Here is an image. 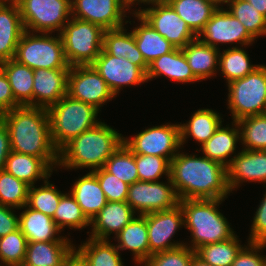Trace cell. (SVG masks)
<instances>
[{
  "instance_id": "f6af8a7d",
  "label": "cell",
  "mask_w": 266,
  "mask_h": 266,
  "mask_svg": "<svg viewBox=\"0 0 266 266\" xmlns=\"http://www.w3.org/2000/svg\"><path fill=\"white\" fill-rule=\"evenodd\" d=\"M139 181L157 182L162 174L170 177V162L160 156L135 155Z\"/></svg>"
},
{
  "instance_id": "277c9868",
  "label": "cell",
  "mask_w": 266,
  "mask_h": 266,
  "mask_svg": "<svg viewBox=\"0 0 266 266\" xmlns=\"http://www.w3.org/2000/svg\"><path fill=\"white\" fill-rule=\"evenodd\" d=\"M224 199H182L179 204L184 213V226L192 237L191 249L226 241L235 233L225 216L217 209Z\"/></svg>"
},
{
  "instance_id": "4316f807",
  "label": "cell",
  "mask_w": 266,
  "mask_h": 266,
  "mask_svg": "<svg viewBox=\"0 0 266 266\" xmlns=\"http://www.w3.org/2000/svg\"><path fill=\"white\" fill-rule=\"evenodd\" d=\"M123 27L105 30L103 35V50L115 57H123L133 64L139 66L145 73L148 70V64L138 49L133 32H125Z\"/></svg>"
},
{
  "instance_id": "74e56055",
  "label": "cell",
  "mask_w": 266,
  "mask_h": 266,
  "mask_svg": "<svg viewBox=\"0 0 266 266\" xmlns=\"http://www.w3.org/2000/svg\"><path fill=\"white\" fill-rule=\"evenodd\" d=\"M103 168L128 185L139 181L135 154L124 143L110 156Z\"/></svg>"
},
{
  "instance_id": "ffe728a7",
  "label": "cell",
  "mask_w": 266,
  "mask_h": 266,
  "mask_svg": "<svg viewBox=\"0 0 266 266\" xmlns=\"http://www.w3.org/2000/svg\"><path fill=\"white\" fill-rule=\"evenodd\" d=\"M24 31L18 4L11 0H0V63L14 59Z\"/></svg>"
},
{
  "instance_id": "3957f363",
  "label": "cell",
  "mask_w": 266,
  "mask_h": 266,
  "mask_svg": "<svg viewBox=\"0 0 266 266\" xmlns=\"http://www.w3.org/2000/svg\"><path fill=\"white\" fill-rule=\"evenodd\" d=\"M124 137L103 122L72 138L59 150L61 167L101 169L110 156L123 144Z\"/></svg>"
},
{
  "instance_id": "30bf717a",
  "label": "cell",
  "mask_w": 266,
  "mask_h": 266,
  "mask_svg": "<svg viewBox=\"0 0 266 266\" xmlns=\"http://www.w3.org/2000/svg\"><path fill=\"white\" fill-rule=\"evenodd\" d=\"M123 143L135 155H154L166 158L169 162L181 147L180 124H165L145 129Z\"/></svg>"
},
{
  "instance_id": "816d5d0a",
  "label": "cell",
  "mask_w": 266,
  "mask_h": 266,
  "mask_svg": "<svg viewBox=\"0 0 266 266\" xmlns=\"http://www.w3.org/2000/svg\"><path fill=\"white\" fill-rule=\"evenodd\" d=\"M12 209L14 208L0 204V237L19 228V217L13 213Z\"/></svg>"
},
{
  "instance_id": "836d02e7",
  "label": "cell",
  "mask_w": 266,
  "mask_h": 266,
  "mask_svg": "<svg viewBox=\"0 0 266 266\" xmlns=\"http://www.w3.org/2000/svg\"><path fill=\"white\" fill-rule=\"evenodd\" d=\"M222 118L212 109H199L188 123H180L181 146L189 136L201 145L204 144L220 127ZM188 136V137H187Z\"/></svg>"
},
{
  "instance_id": "b9f144b4",
  "label": "cell",
  "mask_w": 266,
  "mask_h": 266,
  "mask_svg": "<svg viewBox=\"0 0 266 266\" xmlns=\"http://www.w3.org/2000/svg\"><path fill=\"white\" fill-rule=\"evenodd\" d=\"M30 186L5 170L0 171V204L21 209L27 204Z\"/></svg>"
},
{
  "instance_id": "cb8c5ba5",
  "label": "cell",
  "mask_w": 266,
  "mask_h": 266,
  "mask_svg": "<svg viewBox=\"0 0 266 266\" xmlns=\"http://www.w3.org/2000/svg\"><path fill=\"white\" fill-rule=\"evenodd\" d=\"M118 250H130L133 260L144 264L149 258L147 214L134 217L117 235Z\"/></svg>"
},
{
  "instance_id": "6da1fadb",
  "label": "cell",
  "mask_w": 266,
  "mask_h": 266,
  "mask_svg": "<svg viewBox=\"0 0 266 266\" xmlns=\"http://www.w3.org/2000/svg\"><path fill=\"white\" fill-rule=\"evenodd\" d=\"M170 178L179 200L224 199L230 193L227 167L205 156L177 152L170 161Z\"/></svg>"
},
{
  "instance_id": "6f0895ef",
  "label": "cell",
  "mask_w": 266,
  "mask_h": 266,
  "mask_svg": "<svg viewBox=\"0 0 266 266\" xmlns=\"http://www.w3.org/2000/svg\"><path fill=\"white\" fill-rule=\"evenodd\" d=\"M190 266H212L210 264H207L203 262L200 258H198L196 255L193 257Z\"/></svg>"
},
{
  "instance_id": "7dc6e473",
  "label": "cell",
  "mask_w": 266,
  "mask_h": 266,
  "mask_svg": "<svg viewBox=\"0 0 266 266\" xmlns=\"http://www.w3.org/2000/svg\"><path fill=\"white\" fill-rule=\"evenodd\" d=\"M98 179L106 200L110 202H126L129 185L108 173L103 167L92 172Z\"/></svg>"
},
{
  "instance_id": "7c38bea8",
  "label": "cell",
  "mask_w": 266,
  "mask_h": 266,
  "mask_svg": "<svg viewBox=\"0 0 266 266\" xmlns=\"http://www.w3.org/2000/svg\"><path fill=\"white\" fill-rule=\"evenodd\" d=\"M167 180L169 184L137 181L129 185L126 202L134 212L139 211L140 215L174 208L179 204V199L171 178L168 177Z\"/></svg>"
},
{
  "instance_id": "484cf974",
  "label": "cell",
  "mask_w": 266,
  "mask_h": 266,
  "mask_svg": "<svg viewBox=\"0 0 266 266\" xmlns=\"http://www.w3.org/2000/svg\"><path fill=\"white\" fill-rule=\"evenodd\" d=\"M74 250L71 241L28 242L21 266H57Z\"/></svg>"
},
{
  "instance_id": "52a82bcc",
  "label": "cell",
  "mask_w": 266,
  "mask_h": 266,
  "mask_svg": "<svg viewBox=\"0 0 266 266\" xmlns=\"http://www.w3.org/2000/svg\"><path fill=\"white\" fill-rule=\"evenodd\" d=\"M14 59L29 68L69 69L60 34L56 37L24 31L16 47Z\"/></svg>"
},
{
  "instance_id": "c3c4849f",
  "label": "cell",
  "mask_w": 266,
  "mask_h": 266,
  "mask_svg": "<svg viewBox=\"0 0 266 266\" xmlns=\"http://www.w3.org/2000/svg\"><path fill=\"white\" fill-rule=\"evenodd\" d=\"M265 247V243L248 242V246L240 250L231 266H266V256L257 253Z\"/></svg>"
},
{
  "instance_id": "ee69618b",
  "label": "cell",
  "mask_w": 266,
  "mask_h": 266,
  "mask_svg": "<svg viewBox=\"0 0 266 266\" xmlns=\"http://www.w3.org/2000/svg\"><path fill=\"white\" fill-rule=\"evenodd\" d=\"M27 238L20 228L0 237V261L6 266H21L27 250Z\"/></svg>"
},
{
  "instance_id": "8992f818",
  "label": "cell",
  "mask_w": 266,
  "mask_h": 266,
  "mask_svg": "<svg viewBox=\"0 0 266 266\" xmlns=\"http://www.w3.org/2000/svg\"><path fill=\"white\" fill-rule=\"evenodd\" d=\"M70 19L59 33L65 58L70 66L92 64L103 49L105 30L91 22Z\"/></svg>"
},
{
  "instance_id": "d590c367",
  "label": "cell",
  "mask_w": 266,
  "mask_h": 266,
  "mask_svg": "<svg viewBox=\"0 0 266 266\" xmlns=\"http://www.w3.org/2000/svg\"><path fill=\"white\" fill-rule=\"evenodd\" d=\"M237 237L234 235L226 241L203 245L195 251L196 256L212 266H231L243 248Z\"/></svg>"
},
{
  "instance_id": "ab89813d",
  "label": "cell",
  "mask_w": 266,
  "mask_h": 266,
  "mask_svg": "<svg viewBox=\"0 0 266 266\" xmlns=\"http://www.w3.org/2000/svg\"><path fill=\"white\" fill-rule=\"evenodd\" d=\"M53 220L61 231L65 226L73 229H83L90 225V220L82 212L74 197L67 193L61 196L58 208L54 213Z\"/></svg>"
},
{
  "instance_id": "7a4b0ae2",
  "label": "cell",
  "mask_w": 266,
  "mask_h": 266,
  "mask_svg": "<svg viewBox=\"0 0 266 266\" xmlns=\"http://www.w3.org/2000/svg\"><path fill=\"white\" fill-rule=\"evenodd\" d=\"M10 135L11 151L42 158L52 169L58 166L47 108L19 106L0 115Z\"/></svg>"
},
{
  "instance_id": "ba28073f",
  "label": "cell",
  "mask_w": 266,
  "mask_h": 266,
  "mask_svg": "<svg viewBox=\"0 0 266 266\" xmlns=\"http://www.w3.org/2000/svg\"><path fill=\"white\" fill-rule=\"evenodd\" d=\"M228 85V109L233 122L266 113V65H260L243 78Z\"/></svg>"
},
{
  "instance_id": "f546056e",
  "label": "cell",
  "mask_w": 266,
  "mask_h": 266,
  "mask_svg": "<svg viewBox=\"0 0 266 266\" xmlns=\"http://www.w3.org/2000/svg\"><path fill=\"white\" fill-rule=\"evenodd\" d=\"M234 123V124H233ZM235 128L220 127L201 145L205 157L228 167L232 159H226L236 150V144L240 141V129L237 122H232Z\"/></svg>"
},
{
  "instance_id": "ac0fdd59",
  "label": "cell",
  "mask_w": 266,
  "mask_h": 266,
  "mask_svg": "<svg viewBox=\"0 0 266 266\" xmlns=\"http://www.w3.org/2000/svg\"><path fill=\"white\" fill-rule=\"evenodd\" d=\"M231 159L227 167V183L230 192L238 188L242 182L266 183V150L242 149Z\"/></svg>"
},
{
  "instance_id": "91938a15",
  "label": "cell",
  "mask_w": 266,
  "mask_h": 266,
  "mask_svg": "<svg viewBox=\"0 0 266 266\" xmlns=\"http://www.w3.org/2000/svg\"><path fill=\"white\" fill-rule=\"evenodd\" d=\"M57 266H65V260Z\"/></svg>"
},
{
  "instance_id": "e0dca14e",
  "label": "cell",
  "mask_w": 266,
  "mask_h": 266,
  "mask_svg": "<svg viewBox=\"0 0 266 266\" xmlns=\"http://www.w3.org/2000/svg\"><path fill=\"white\" fill-rule=\"evenodd\" d=\"M183 225L184 213L180 204L172 209L147 214L149 257L154 253L185 245L186 243H172L170 240Z\"/></svg>"
},
{
  "instance_id": "7402d4cb",
  "label": "cell",
  "mask_w": 266,
  "mask_h": 266,
  "mask_svg": "<svg viewBox=\"0 0 266 266\" xmlns=\"http://www.w3.org/2000/svg\"><path fill=\"white\" fill-rule=\"evenodd\" d=\"M162 75L181 83L199 81L194 76L182 49L179 48H174L149 64L146 73L147 81Z\"/></svg>"
},
{
  "instance_id": "2e32d148",
  "label": "cell",
  "mask_w": 266,
  "mask_h": 266,
  "mask_svg": "<svg viewBox=\"0 0 266 266\" xmlns=\"http://www.w3.org/2000/svg\"><path fill=\"white\" fill-rule=\"evenodd\" d=\"M92 65L115 97L124 86L147 82L146 73L139 66L123 57L107 54L103 49Z\"/></svg>"
},
{
  "instance_id": "60d3db41",
  "label": "cell",
  "mask_w": 266,
  "mask_h": 266,
  "mask_svg": "<svg viewBox=\"0 0 266 266\" xmlns=\"http://www.w3.org/2000/svg\"><path fill=\"white\" fill-rule=\"evenodd\" d=\"M227 6H229L228 11L244 25L254 39L266 35V17L248 1L231 0Z\"/></svg>"
},
{
  "instance_id": "83f0119b",
  "label": "cell",
  "mask_w": 266,
  "mask_h": 266,
  "mask_svg": "<svg viewBox=\"0 0 266 266\" xmlns=\"http://www.w3.org/2000/svg\"><path fill=\"white\" fill-rule=\"evenodd\" d=\"M4 170L31 187L38 179L49 178L53 169L42 158L11 151Z\"/></svg>"
},
{
  "instance_id": "4dcf8cb0",
  "label": "cell",
  "mask_w": 266,
  "mask_h": 266,
  "mask_svg": "<svg viewBox=\"0 0 266 266\" xmlns=\"http://www.w3.org/2000/svg\"><path fill=\"white\" fill-rule=\"evenodd\" d=\"M135 18L140 20V26L133 29V35L138 49L145 62L149 65L158 57L171 52L175 47L161 34H159L138 13Z\"/></svg>"
},
{
  "instance_id": "9c48e42d",
  "label": "cell",
  "mask_w": 266,
  "mask_h": 266,
  "mask_svg": "<svg viewBox=\"0 0 266 266\" xmlns=\"http://www.w3.org/2000/svg\"><path fill=\"white\" fill-rule=\"evenodd\" d=\"M16 3L24 30L32 33H60L72 15L71 0H17Z\"/></svg>"
},
{
  "instance_id": "db71d44e",
  "label": "cell",
  "mask_w": 266,
  "mask_h": 266,
  "mask_svg": "<svg viewBox=\"0 0 266 266\" xmlns=\"http://www.w3.org/2000/svg\"><path fill=\"white\" fill-rule=\"evenodd\" d=\"M65 266H86L75 250L65 259Z\"/></svg>"
},
{
  "instance_id": "e575fe53",
  "label": "cell",
  "mask_w": 266,
  "mask_h": 266,
  "mask_svg": "<svg viewBox=\"0 0 266 266\" xmlns=\"http://www.w3.org/2000/svg\"><path fill=\"white\" fill-rule=\"evenodd\" d=\"M168 4L196 35L217 10L213 3L206 0H170Z\"/></svg>"
},
{
  "instance_id": "8fae6325",
  "label": "cell",
  "mask_w": 266,
  "mask_h": 266,
  "mask_svg": "<svg viewBox=\"0 0 266 266\" xmlns=\"http://www.w3.org/2000/svg\"><path fill=\"white\" fill-rule=\"evenodd\" d=\"M67 95L98 110L102 104L115 97L92 64L70 66Z\"/></svg>"
},
{
  "instance_id": "681fc988",
  "label": "cell",
  "mask_w": 266,
  "mask_h": 266,
  "mask_svg": "<svg viewBox=\"0 0 266 266\" xmlns=\"http://www.w3.org/2000/svg\"><path fill=\"white\" fill-rule=\"evenodd\" d=\"M253 219L248 242L266 244V192Z\"/></svg>"
},
{
  "instance_id": "f35d334b",
  "label": "cell",
  "mask_w": 266,
  "mask_h": 266,
  "mask_svg": "<svg viewBox=\"0 0 266 266\" xmlns=\"http://www.w3.org/2000/svg\"><path fill=\"white\" fill-rule=\"evenodd\" d=\"M244 150H266V113L237 121Z\"/></svg>"
},
{
  "instance_id": "44dd1931",
  "label": "cell",
  "mask_w": 266,
  "mask_h": 266,
  "mask_svg": "<svg viewBox=\"0 0 266 266\" xmlns=\"http://www.w3.org/2000/svg\"><path fill=\"white\" fill-rule=\"evenodd\" d=\"M135 212L127 202L107 201L103 209L90 221V237L108 240L110 234L117 235L133 218Z\"/></svg>"
},
{
  "instance_id": "f1b7e54d",
  "label": "cell",
  "mask_w": 266,
  "mask_h": 266,
  "mask_svg": "<svg viewBox=\"0 0 266 266\" xmlns=\"http://www.w3.org/2000/svg\"><path fill=\"white\" fill-rule=\"evenodd\" d=\"M184 56L198 80L211 78L219 68L220 50L207 45L198 38L182 48Z\"/></svg>"
},
{
  "instance_id": "5b68a950",
  "label": "cell",
  "mask_w": 266,
  "mask_h": 266,
  "mask_svg": "<svg viewBox=\"0 0 266 266\" xmlns=\"http://www.w3.org/2000/svg\"><path fill=\"white\" fill-rule=\"evenodd\" d=\"M51 137L58 151L72 138L95 127L99 110L94 106L71 98L62 97L47 108Z\"/></svg>"
},
{
  "instance_id": "bcb514c9",
  "label": "cell",
  "mask_w": 266,
  "mask_h": 266,
  "mask_svg": "<svg viewBox=\"0 0 266 266\" xmlns=\"http://www.w3.org/2000/svg\"><path fill=\"white\" fill-rule=\"evenodd\" d=\"M195 251L187 244L152 254L143 264L145 266H190Z\"/></svg>"
},
{
  "instance_id": "680465c9",
  "label": "cell",
  "mask_w": 266,
  "mask_h": 266,
  "mask_svg": "<svg viewBox=\"0 0 266 266\" xmlns=\"http://www.w3.org/2000/svg\"><path fill=\"white\" fill-rule=\"evenodd\" d=\"M206 1H209V2L213 3L217 8H220L219 5H221L222 3L223 4L226 3L228 5L231 0H206Z\"/></svg>"
},
{
  "instance_id": "d4e9b609",
  "label": "cell",
  "mask_w": 266,
  "mask_h": 266,
  "mask_svg": "<svg viewBox=\"0 0 266 266\" xmlns=\"http://www.w3.org/2000/svg\"><path fill=\"white\" fill-rule=\"evenodd\" d=\"M70 194L90 221L107 203L100 183L91 171L73 184Z\"/></svg>"
},
{
  "instance_id": "8d00e7d4",
  "label": "cell",
  "mask_w": 266,
  "mask_h": 266,
  "mask_svg": "<svg viewBox=\"0 0 266 266\" xmlns=\"http://www.w3.org/2000/svg\"><path fill=\"white\" fill-rule=\"evenodd\" d=\"M247 52L238 46L232 47L219 55V69L226 78L227 84L253 72L260 65H252Z\"/></svg>"
},
{
  "instance_id": "f5cc1de1",
  "label": "cell",
  "mask_w": 266,
  "mask_h": 266,
  "mask_svg": "<svg viewBox=\"0 0 266 266\" xmlns=\"http://www.w3.org/2000/svg\"><path fill=\"white\" fill-rule=\"evenodd\" d=\"M11 153L10 135L6 123L0 117V171L4 170L7 157Z\"/></svg>"
},
{
  "instance_id": "d6a6232c",
  "label": "cell",
  "mask_w": 266,
  "mask_h": 266,
  "mask_svg": "<svg viewBox=\"0 0 266 266\" xmlns=\"http://www.w3.org/2000/svg\"><path fill=\"white\" fill-rule=\"evenodd\" d=\"M75 252L86 266H124L119 250L109 240L90 237Z\"/></svg>"
},
{
  "instance_id": "9a60e30c",
  "label": "cell",
  "mask_w": 266,
  "mask_h": 266,
  "mask_svg": "<svg viewBox=\"0 0 266 266\" xmlns=\"http://www.w3.org/2000/svg\"><path fill=\"white\" fill-rule=\"evenodd\" d=\"M197 38L217 49H219L217 46L219 43L233 44L238 42L242 47L252 44L255 40L244 25L222 6L213 13Z\"/></svg>"
},
{
  "instance_id": "1f68e13d",
  "label": "cell",
  "mask_w": 266,
  "mask_h": 266,
  "mask_svg": "<svg viewBox=\"0 0 266 266\" xmlns=\"http://www.w3.org/2000/svg\"><path fill=\"white\" fill-rule=\"evenodd\" d=\"M0 68L8 78L15 100L21 106H33L34 70L15 59L1 62Z\"/></svg>"
},
{
  "instance_id": "9f6ffc18",
  "label": "cell",
  "mask_w": 266,
  "mask_h": 266,
  "mask_svg": "<svg viewBox=\"0 0 266 266\" xmlns=\"http://www.w3.org/2000/svg\"><path fill=\"white\" fill-rule=\"evenodd\" d=\"M136 1H137V3L140 2V3H144V4L148 3V5L149 4L155 5V4H168V2L170 0H129V7H130V5L132 6V4L135 5L134 2H136Z\"/></svg>"
},
{
  "instance_id": "603a6c76",
  "label": "cell",
  "mask_w": 266,
  "mask_h": 266,
  "mask_svg": "<svg viewBox=\"0 0 266 266\" xmlns=\"http://www.w3.org/2000/svg\"><path fill=\"white\" fill-rule=\"evenodd\" d=\"M23 208L26 210L19 215V228L28 242L69 241L66 237L55 236L61 231L53 218L31 209L27 205Z\"/></svg>"
},
{
  "instance_id": "5bb4252c",
  "label": "cell",
  "mask_w": 266,
  "mask_h": 266,
  "mask_svg": "<svg viewBox=\"0 0 266 266\" xmlns=\"http://www.w3.org/2000/svg\"><path fill=\"white\" fill-rule=\"evenodd\" d=\"M72 17L101 26L104 30L124 26L129 0H71Z\"/></svg>"
},
{
  "instance_id": "4fadbf2b",
  "label": "cell",
  "mask_w": 266,
  "mask_h": 266,
  "mask_svg": "<svg viewBox=\"0 0 266 266\" xmlns=\"http://www.w3.org/2000/svg\"><path fill=\"white\" fill-rule=\"evenodd\" d=\"M152 6L138 9L132 14L138 13L175 48L182 49L197 38V35L169 4H155Z\"/></svg>"
},
{
  "instance_id": "d6986e66",
  "label": "cell",
  "mask_w": 266,
  "mask_h": 266,
  "mask_svg": "<svg viewBox=\"0 0 266 266\" xmlns=\"http://www.w3.org/2000/svg\"><path fill=\"white\" fill-rule=\"evenodd\" d=\"M68 73L69 69L34 70L33 106L48 108L67 95Z\"/></svg>"
},
{
  "instance_id": "f907efd6",
  "label": "cell",
  "mask_w": 266,
  "mask_h": 266,
  "mask_svg": "<svg viewBox=\"0 0 266 266\" xmlns=\"http://www.w3.org/2000/svg\"><path fill=\"white\" fill-rule=\"evenodd\" d=\"M21 106L14 98L8 78L0 68V115Z\"/></svg>"
},
{
  "instance_id": "11a10c76",
  "label": "cell",
  "mask_w": 266,
  "mask_h": 266,
  "mask_svg": "<svg viewBox=\"0 0 266 266\" xmlns=\"http://www.w3.org/2000/svg\"><path fill=\"white\" fill-rule=\"evenodd\" d=\"M250 4L253 5V7L263 14L266 17V0H246Z\"/></svg>"
},
{
  "instance_id": "7bdbcfd3",
  "label": "cell",
  "mask_w": 266,
  "mask_h": 266,
  "mask_svg": "<svg viewBox=\"0 0 266 266\" xmlns=\"http://www.w3.org/2000/svg\"><path fill=\"white\" fill-rule=\"evenodd\" d=\"M44 184L39 188H35V185L29 188L26 205L53 218L64 193H61L53 184H50L48 178L44 180Z\"/></svg>"
}]
</instances>
